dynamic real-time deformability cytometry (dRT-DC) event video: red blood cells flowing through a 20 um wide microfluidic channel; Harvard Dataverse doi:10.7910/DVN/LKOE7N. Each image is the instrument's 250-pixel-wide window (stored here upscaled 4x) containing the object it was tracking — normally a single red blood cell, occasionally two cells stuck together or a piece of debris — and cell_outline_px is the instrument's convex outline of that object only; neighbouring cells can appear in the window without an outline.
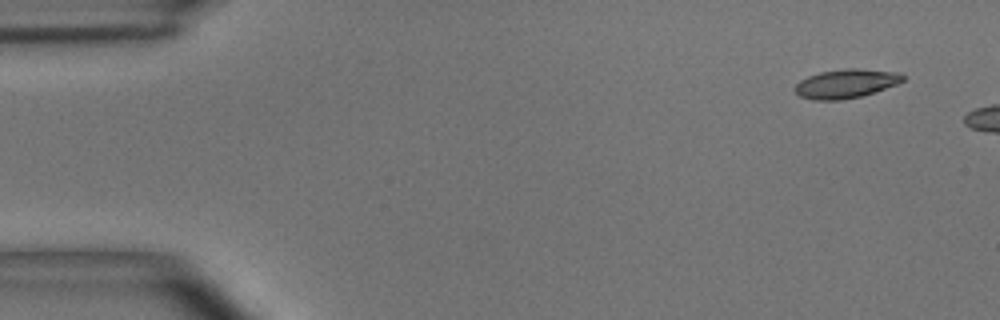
{"species": "common noctule bat (a hibernating species)", "species_latin": "Nyctalus noctula", "temperature_condition": "room temperature", "stored_images_in_passage": 3, "camera_frame_rate_fps": 3000, "um_per_image_px": 0.085, "animal": {"sex": "male", "body_mass_g": 15.6}, "frame": {"image": 1, "passage_image": 1, "time_ms": 0.0, "image_size_px": [1000, 320], "cell_outline_px": [[904, 80], [896, 84], [860, 96], [840, 100], [812, 100], [800, 96], [792, 88], [800, 80], [808, 76], [820, 72], [844, 68], [860, 68], [900, 72], [904, 76]], "centroid_in_image_um": [71.87, 7.09], "position_along_channel_um": 13.1, "area_um2": 18.21}}